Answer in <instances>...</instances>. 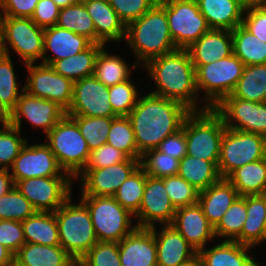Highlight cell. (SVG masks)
I'll use <instances>...</instances> for the list:
<instances>
[{
	"instance_id": "obj_1",
	"label": "cell",
	"mask_w": 266,
	"mask_h": 266,
	"mask_svg": "<svg viewBox=\"0 0 266 266\" xmlns=\"http://www.w3.org/2000/svg\"><path fill=\"white\" fill-rule=\"evenodd\" d=\"M192 111L178 101L148 93L138 99L127 116L132 124L138 152L157 149L161 141L182 129Z\"/></svg>"
},
{
	"instance_id": "obj_2",
	"label": "cell",
	"mask_w": 266,
	"mask_h": 266,
	"mask_svg": "<svg viewBox=\"0 0 266 266\" xmlns=\"http://www.w3.org/2000/svg\"><path fill=\"white\" fill-rule=\"evenodd\" d=\"M146 71L157 86L153 94L180 102L191 111H203L197 102L195 67L187 49L172 52L149 60Z\"/></svg>"
},
{
	"instance_id": "obj_3",
	"label": "cell",
	"mask_w": 266,
	"mask_h": 266,
	"mask_svg": "<svg viewBox=\"0 0 266 266\" xmlns=\"http://www.w3.org/2000/svg\"><path fill=\"white\" fill-rule=\"evenodd\" d=\"M125 40L140 64L177 49L171 37L165 11V0L156 4L143 16L126 25Z\"/></svg>"
},
{
	"instance_id": "obj_4",
	"label": "cell",
	"mask_w": 266,
	"mask_h": 266,
	"mask_svg": "<svg viewBox=\"0 0 266 266\" xmlns=\"http://www.w3.org/2000/svg\"><path fill=\"white\" fill-rule=\"evenodd\" d=\"M70 198L54 213L58 225L60 246L78 262L97 242L87 206Z\"/></svg>"
},
{
	"instance_id": "obj_5",
	"label": "cell",
	"mask_w": 266,
	"mask_h": 266,
	"mask_svg": "<svg viewBox=\"0 0 266 266\" xmlns=\"http://www.w3.org/2000/svg\"><path fill=\"white\" fill-rule=\"evenodd\" d=\"M184 130L187 155L212 161L220 158L221 140L226 129L222 117L213 109L192 111L185 119Z\"/></svg>"
},
{
	"instance_id": "obj_6",
	"label": "cell",
	"mask_w": 266,
	"mask_h": 266,
	"mask_svg": "<svg viewBox=\"0 0 266 266\" xmlns=\"http://www.w3.org/2000/svg\"><path fill=\"white\" fill-rule=\"evenodd\" d=\"M46 143L60 167L72 179L84 170L90 155L87 143L77 123L68 115L59 120L46 134Z\"/></svg>"
},
{
	"instance_id": "obj_7",
	"label": "cell",
	"mask_w": 266,
	"mask_h": 266,
	"mask_svg": "<svg viewBox=\"0 0 266 266\" xmlns=\"http://www.w3.org/2000/svg\"><path fill=\"white\" fill-rule=\"evenodd\" d=\"M196 87L205 91L204 110L214 108L225 96L230 95L242 76L245 65L233 53L212 63L194 66Z\"/></svg>"
},
{
	"instance_id": "obj_8",
	"label": "cell",
	"mask_w": 266,
	"mask_h": 266,
	"mask_svg": "<svg viewBox=\"0 0 266 266\" xmlns=\"http://www.w3.org/2000/svg\"><path fill=\"white\" fill-rule=\"evenodd\" d=\"M81 201L87 206L98 241L120 242L132 233V215L124 209L114 197L81 195Z\"/></svg>"
},
{
	"instance_id": "obj_9",
	"label": "cell",
	"mask_w": 266,
	"mask_h": 266,
	"mask_svg": "<svg viewBox=\"0 0 266 266\" xmlns=\"http://www.w3.org/2000/svg\"><path fill=\"white\" fill-rule=\"evenodd\" d=\"M263 158H266V137L256 133L225 129L217 165L221 178H226L238 167Z\"/></svg>"
},
{
	"instance_id": "obj_10",
	"label": "cell",
	"mask_w": 266,
	"mask_h": 266,
	"mask_svg": "<svg viewBox=\"0 0 266 266\" xmlns=\"http://www.w3.org/2000/svg\"><path fill=\"white\" fill-rule=\"evenodd\" d=\"M171 37L177 49H187L210 30L196 0H165Z\"/></svg>"
},
{
	"instance_id": "obj_11",
	"label": "cell",
	"mask_w": 266,
	"mask_h": 266,
	"mask_svg": "<svg viewBox=\"0 0 266 266\" xmlns=\"http://www.w3.org/2000/svg\"><path fill=\"white\" fill-rule=\"evenodd\" d=\"M43 41L44 29L37 26L31 18L3 16L5 55L9 56L11 47L24 64H32L43 57Z\"/></svg>"
},
{
	"instance_id": "obj_12",
	"label": "cell",
	"mask_w": 266,
	"mask_h": 266,
	"mask_svg": "<svg viewBox=\"0 0 266 266\" xmlns=\"http://www.w3.org/2000/svg\"><path fill=\"white\" fill-rule=\"evenodd\" d=\"M71 176L34 177L16 181L15 187L36 211L55 212L71 196Z\"/></svg>"
},
{
	"instance_id": "obj_13",
	"label": "cell",
	"mask_w": 266,
	"mask_h": 266,
	"mask_svg": "<svg viewBox=\"0 0 266 266\" xmlns=\"http://www.w3.org/2000/svg\"><path fill=\"white\" fill-rule=\"evenodd\" d=\"M213 109L222 117L226 128L266 137V102L227 95Z\"/></svg>"
},
{
	"instance_id": "obj_14",
	"label": "cell",
	"mask_w": 266,
	"mask_h": 266,
	"mask_svg": "<svg viewBox=\"0 0 266 266\" xmlns=\"http://www.w3.org/2000/svg\"><path fill=\"white\" fill-rule=\"evenodd\" d=\"M29 77L24 86L28 94L50 100L66 112L71 106L74 82L61 76L50 65L26 64Z\"/></svg>"
},
{
	"instance_id": "obj_15",
	"label": "cell",
	"mask_w": 266,
	"mask_h": 266,
	"mask_svg": "<svg viewBox=\"0 0 266 266\" xmlns=\"http://www.w3.org/2000/svg\"><path fill=\"white\" fill-rule=\"evenodd\" d=\"M109 87L94 75L75 81L71 106L66 115L86 117H118L109 101Z\"/></svg>"
},
{
	"instance_id": "obj_16",
	"label": "cell",
	"mask_w": 266,
	"mask_h": 266,
	"mask_svg": "<svg viewBox=\"0 0 266 266\" xmlns=\"http://www.w3.org/2000/svg\"><path fill=\"white\" fill-rule=\"evenodd\" d=\"M11 170L14 183L34 177L70 176L60 167L46 143L30 146L26 143L16 157Z\"/></svg>"
},
{
	"instance_id": "obj_17",
	"label": "cell",
	"mask_w": 266,
	"mask_h": 266,
	"mask_svg": "<svg viewBox=\"0 0 266 266\" xmlns=\"http://www.w3.org/2000/svg\"><path fill=\"white\" fill-rule=\"evenodd\" d=\"M140 165L139 159L127 158L123 162L98 169H84L80 176L81 195L113 197L121 184Z\"/></svg>"
},
{
	"instance_id": "obj_18",
	"label": "cell",
	"mask_w": 266,
	"mask_h": 266,
	"mask_svg": "<svg viewBox=\"0 0 266 266\" xmlns=\"http://www.w3.org/2000/svg\"><path fill=\"white\" fill-rule=\"evenodd\" d=\"M176 208L169 199L164 186V178H154L146 174L143 199L135 215L138 228H150L155 223L171 224Z\"/></svg>"
},
{
	"instance_id": "obj_19",
	"label": "cell",
	"mask_w": 266,
	"mask_h": 266,
	"mask_svg": "<svg viewBox=\"0 0 266 266\" xmlns=\"http://www.w3.org/2000/svg\"><path fill=\"white\" fill-rule=\"evenodd\" d=\"M65 115L66 111L58 104L23 91L16 107L8 116V123L21 131L23 116L36 128L41 127L47 134Z\"/></svg>"
},
{
	"instance_id": "obj_20",
	"label": "cell",
	"mask_w": 266,
	"mask_h": 266,
	"mask_svg": "<svg viewBox=\"0 0 266 266\" xmlns=\"http://www.w3.org/2000/svg\"><path fill=\"white\" fill-rule=\"evenodd\" d=\"M172 225L198 252L205 248L207 241L215 239L214 227L210 224L202 207L197 202L177 208Z\"/></svg>"
},
{
	"instance_id": "obj_21",
	"label": "cell",
	"mask_w": 266,
	"mask_h": 266,
	"mask_svg": "<svg viewBox=\"0 0 266 266\" xmlns=\"http://www.w3.org/2000/svg\"><path fill=\"white\" fill-rule=\"evenodd\" d=\"M121 266H157V246L150 228H136L118 242Z\"/></svg>"
},
{
	"instance_id": "obj_22",
	"label": "cell",
	"mask_w": 266,
	"mask_h": 266,
	"mask_svg": "<svg viewBox=\"0 0 266 266\" xmlns=\"http://www.w3.org/2000/svg\"><path fill=\"white\" fill-rule=\"evenodd\" d=\"M150 227L157 246V266H180L197 254V251L170 224L157 232Z\"/></svg>"
},
{
	"instance_id": "obj_23",
	"label": "cell",
	"mask_w": 266,
	"mask_h": 266,
	"mask_svg": "<svg viewBox=\"0 0 266 266\" xmlns=\"http://www.w3.org/2000/svg\"><path fill=\"white\" fill-rule=\"evenodd\" d=\"M93 43L82 35L54 25L44 29L42 62L51 65L54 61L79 54L89 48ZM52 52L53 57H45L47 51Z\"/></svg>"
},
{
	"instance_id": "obj_24",
	"label": "cell",
	"mask_w": 266,
	"mask_h": 266,
	"mask_svg": "<svg viewBox=\"0 0 266 266\" xmlns=\"http://www.w3.org/2000/svg\"><path fill=\"white\" fill-rule=\"evenodd\" d=\"M187 51L194 66H201L227 58L233 54L232 32L210 29L193 43Z\"/></svg>"
},
{
	"instance_id": "obj_25",
	"label": "cell",
	"mask_w": 266,
	"mask_h": 266,
	"mask_svg": "<svg viewBox=\"0 0 266 266\" xmlns=\"http://www.w3.org/2000/svg\"><path fill=\"white\" fill-rule=\"evenodd\" d=\"M93 20L96 31V44L108 41L125 40L126 25L111 7L108 0H93L84 4Z\"/></svg>"
},
{
	"instance_id": "obj_26",
	"label": "cell",
	"mask_w": 266,
	"mask_h": 266,
	"mask_svg": "<svg viewBox=\"0 0 266 266\" xmlns=\"http://www.w3.org/2000/svg\"><path fill=\"white\" fill-rule=\"evenodd\" d=\"M240 197L236 188L226 179L199 192L198 203L204 215L215 228L228 208Z\"/></svg>"
},
{
	"instance_id": "obj_27",
	"label": "cell",
	"mask_w": 266,
	"mask_h": 266,
	"mask_svg": "<svg viewBox=\"0 0 266 266\" xmlns=\"http://www.w3.org/2000/svg\"><path fill=\"white\" fill-rule=\"evenodd\" d=\"M210 29L229 30L242 24L244 9L240 0H196Z\"/></svg>"
},
{
	"instance_id": "obj_28",
	"label": "cell",
	"mask_w": 266,
	"mask_h": 266,
	"mask_svg": "<svg viewBox=\"0 0 266 266\" xmlns=\"http://www.w3.org/2000/svg\"><path fill=\"white\" fill-rule=\"evenodd\" d=\"M14 266H77L60 245L25 243L14 254Z\"/></svg>"
},
{
	"instance_id": "obj_29",
	"label": "cell",
	"mask_w": 266,
	"mask_h": 266,
	"mask_svg": "<svg viewBox=\"0 0 266 266\" xmlns=\"http://www.w3.org/2000/svg\"><path fill=\"white\" fill-rule=\"evenodd\" d=\"M252 247L236 241L223 240L210 249L203 248L197 253L203 266H261L247 252Z\"/></svg>"
},
{
	"instance_id": "obj_30",
	"label": "cell",
	"mask_w": 266,
	"mask_h": 266,
	"mask_svg": "<svg viewBox=\"0 0 266 266\" xmlns=\"http://www.w3.org/2000/svg\"><path fill=\"white\" fill-rule=\"evenodd\" d=\"M247 218L234 240L253 247L266 240V201L262 195H246Z\"/></svg>"
},
{
	"instance_id": "obj_31",
	"label": "cell",
	"mask_w": 266,
	"mask_h": 266,
	"mask_svg": "<svg viewBox=\"0 0 266 266\" xmlns=\"http://www.w3.org/2000/svg\"><path fill=\"white\" fill-rule=\"evenodd\" d=\"M226 179L240 196L262 195L266 191V158L236 168Z\"/></svg>"
},
{
	"instance_id": "obj_32",
	"label": "cell",
	"mask_w": 266,
	"mask_h": 266,
	"mask_svg": "<svg viewBox=\"0 0 266 266\" xmlns=\"http://www.w3.org/2000/svg\"><path fill=\"white\" fill-rule=\"evenodd\" d=\"M22 223L26 243L47 246L60 245L58 225L54 212L36 211Z\"/></svg>"
},
{
	"instance_id": "obj_33",
	"label": "cell",
	"mask_w": 266,
	"mask_h": 266,
	"mask_svg": "<svg viewBox=\"0 0 266 266\" xmlns=\"http://www.w3.org/2000/svg\"><path fill=\"white\" fill-rule=\"evenodd\" d=\"M104 44H92L83 52L74 56L54 61L50 66L55 72L72 80H81L94 74L96 57Z\"/></svg>"
},
{
	"instance_id": "obj_34",
	"label": "cell",
	"mask_w": 266,
	"mask_h": 266,
	"mask_svg": "<svg viewBox=\"0 0 266 266\" xmlns=\"http://www.w3.org/2000/svg\"><path fill=\"white\" fill-rule=\"evenodd\" d=\"M177 175L198 191L207 189L221 179L218 168L212 161L188 155L180 160Z\"/></svg>"
},
{
	"instance_id": "obj_35",
	"label": "cell",
	"mask_w": 266,
	"mask_h": 266,
	"mask_svg": "<svg viewBox=\"0 0 266 266\" xmlns=\"http://www.w3.org/2000/svg\"><path fill=\"white\" fill-rule=\"evenodd\" d=\"M230 95L252 102H266V64L246 65Z\"/></svg>"
},
{
	"instance_id": "obj_36",
	"label": "cell",
	"mask_w": 266,
	"mask_h": 266,
	"mask_svg": "<svg viewBox=\"0 0 266 266\" xmlns=\"http://www.w3.org/2000/svg\"><path fill=\"white\" fill-rule=\"evenodd\" d=\"M231 32L233 53L245 66L266 64V42L254 36L242 24Z\"/></svg>"
},
{
	"instance_id": "obj_37",
	"label": "cell",
	"mask_w": 266,
	"mask_h": 266,
	"mask_svg": "<svg viewBox=\"0 0 266 266\" xmlns=\"http://www.w3.org/2000/svg\"><path fill=\"white\" fill-rule=\"evenodd\" d=\"M102 47L96 57L94 76L107 87L129 80L131 69L125 60L116 55H110Z\"/></svg>"
},
{
	"instance_id": "obj_38",
	"label": "cell",
	"mask_w": 266,
	"mask_h": 266,
	"mask_svg": "<svg viewBox=\"0 0 266 266\" xmlns=\"http://www.w3.org/2000/svg\"><path fill=\"white\" fill-rule=\"evenodd\" d=\"M57 26L82 35L96 44L95 26L84 4L60 8Z\"/></svg>"
},
{
	"instance_id": "obj_39",
	"label": "cell",
	"mask_w": 266,
	"mask_h": 266,
	"mask_svg": "<svg viewBox=\"0 0 266 266\" xmlns=\"http://www.w3.org/2000/svg\"><path fill=\"white\" fill-rule=\"evenodd\" d=\"M145 183L146 173L139 165L121 184L113 197L124 209L135 216L143 199Z\"/></svg>"
},
{
	"instance_id": "obj_40",
	"label": "cell",
	"mask_w": 266,
	"mask_h": 266,
	"mask_svg": "<svg viewBox=\"0 0 266 266\" xmlns=\"http://www.w3.org/2000/svg\"><path fill=\"white\" fill-rule=\"evenodd\" d=\"M107 144L117 148L128 158L141 159L142 155L138 152L133 127L127 116L111 118Z\"/></svg>"
},
{
	"instance_id": "obj_41",
	"label": "cell",
	"mask_w": 266,
	"mask_h": 266,
	"mask_svg": "<svg viewBox=\"0 0 266 266\" xmlns=\"http://www.w3.org/2000/svg\"><path fill=\"white\" fill-rule=\"evenodd\" d=\"M11 60L10 55L0 57V107L8 116L16 107L20 93L24 91L22 87L19 92V83Z\"/></svg>"
},
{
	"instance_id": "obj_42",
	"label": "cell",
	"mask_w": 266,
	"mask_h": 266,
	"mask_svg": "<svg viewBox=\"0 0 266 266\" xmlns=\"http://www.w3.org/2000/svg\"><path fill=\"white\" fill-rule=\"evenodd\" d=\"M247 218L246 195L240 196L225 212L218 225L214 228L215 236L223 240L234 241L242 231ZM225 237V238H224Z\"/></svg>"
},
{
	"instance_id": "obj_43",
	"label": "cell",
	"mask_w": 266,
	"mask_h": 266,
	"mask_svg": "<svg viewBox=\"0 0 266 266\" xmlns=\"http://www.w3.org/2000/svg\"><path fill=\"white\" fill-rule=\"evenodd\" d=\"M70 116L79 127V130L86 140L90 151L99 148L107 143L111 118L107 117H86L79 115Z\"/></svg>"
},
{
	"instance_id": "obj_44",
	"label": "cell",
	"mask_w": 266,
	"mask_h": 266,
	"mask_svg": "<svg viewBox=\"0 0 266 266\" xmlns=\"http://www.w3.org/2000/svg\"><path fill=\"white\" fill-rule=\"evenodd\" d=\"M35 212L33 205L15 186L0 197V220L23 222Z\"/></svg>"
},
{
	"instance_id": "obj_45",
	"label": "cell",
	"mask_w": 266,
	"mask_h": 266,
	"mask_svg": "<svg viewBox=\"0 0 266 266\" xmlns=\"http://www.w3.org/2000/svg\"><path fill=\"white\" fill-rule=\"evenodd\" d=\"M180 160L161 153L157 149L146 151L140 159V166L148 176L165 178L176 176L179 171Z\"/></svg>"
},
{
	"instance_id": "obj_46",
	"label": "cell",
	"mask_w": 266,
	"mask_h": 266,
	"mask_svg": "<svg viewBox=\"0 0 266 266\" xmlns=\"http://www.w3.org/2000/svg\"><path fill=\"white\" fill-rule=\"evenodd\" d=\"M0 129V169H8L22 150L28 143L23 137H20V130L7 123Z\"/></svg>"
},
{
	"instance_id": "obj_47",
	"label": "cell",
	"mask_w": 266,
	"mask_h": 266,
	"mask_svg": "<svg viewBox=\"0 0 266 266\" xmlns=\"http://www.w3.org/2000/svg\"><path fill=\"white\" fill-rule=\"evenodd\" d=\"M78 266H121L118 242L98 241L78 262Z\"/></svg>"
},
{
	"instance_id": "obj_48",
	"label": "cell",
	"mask_w": 266,
	"mask_h": 266,
	"mask_svg": "<svg viewBox=\"0 0 266 266\" xmlns=\"http://www.w3.org/2000/svg\"><path fill=\"white\" fill-rule=\"evenodd\" d=\"M108 92L111 107L117 116H128L139 99L137 88L130 79L109 87Z\"/></svg>"
},
{
	"instance_id": "obj_49",
	"label": "cell",
	"mask_w": 266,
	"mask_h": 266,
	"mask_svg": "<svg viewBox=\"0 0 266 266\" xmlns=\"http://www.w3.org/2000/svg\"><path fill=\"white\" fill-rule=\"evenodd\" d=\"M164 186L169 199L176 209L198 202L200 191L178 175L165 177Z\"/></svg>"
},
{
	"instance_id": "obj_50",
	"label": "cell",
	"mask_w": 266,
	"mask_h": 266,
	"mask_svg": "<svg viewBox=\"0 0 266 266\" xmlns=\"http://www.w3.org/2000/svg\"><path fill=\"white\" fill-rule=\"evenodd\" d=\"M158 0H108L125 25L140 18L149 11Z\"/></svg>"
},
{
	"instance_id": "obj_51",
	"label": "cell",
	"mask_w": 266,
	"mask_h": 266,
	"mask_svg": "<svg viewBox=\"0 0 266 266\" xmlns=\"http://www.w3.org/2000/svg\"><path fill=\"white\" fill-rule=\"evenodd\" d=\"M128 157L109 144H103L99 148L90 151L88 162L84 169H98L123 162Z\"/></svg>"
},
{
	"instance_id": "obj_52",
	"label": "cell",
	"mask_w": 266,
	"mask_h": 266,
	"mask_svg": "<svg viewBox=\"0 0 266 266\" xmlns=\"http://www.w3.org/2000/svg\"><path fill=\"white\" fill-rule=\"evenodd\" d=\"M0 243L15 254L26 243L22 223L0 220Z\"/></svg>"
},
{
	"instance_id": "obj_53",
	"label": "cell",
	"mask_w": 266,
	"mask_h": 266,
	"mask_svg": "<svg viewBox=\"0 0 266 266\" xmlns=\"http://www.w3.org/2000/svg\"><path fill=\"white\" fill-rule=\"evenodd\" d=\"M60 7L52 0H40L35 8L31 20L39 27L45 29L57 25Z\"/></svg>"
},
{
	"instance_id": "obj_54",
	"label": "cell",
	"mask_w": 266,
	"mask_h": 266,
	"mask_svg": "<svg viewBox=\"0 0 266 266\" xmlns=\"http://www.w3.org/2000/svg\"><path fill=\"white\" fill-rule=\"evenodd\" d=\"M40 0H0L3 16L31 18Z\"/></svg>"
},
{
	"instance_id": "obj_55",
	"label": "cell",
	"mask_w": 266,
	"mask_h": 266,
	"mask_svg": "<svg viewBox=\"0 0 266 266\" xmlns=\"http://www.w3.org/2000/svg\"><path fill=\"white\" fill-rule=\"evenodd\" d=\"M242 25L254 36L266 42V12L262 8H252L244 11Z\"/></svg>"
},
{
	"instance_id": "obj_56",
	"label": "cell",
	"mask_w": 266,
	"mask_h": 266,
	"mask_svg": "<svg viewBox=\"0 0 266 266\" xmlns=\"http://www.w3.org/2000/svg\"><path fill=\"white\" fill-rule=\"evenodd\" d=\"M187 143L185 139L184 130L180 129L178 132L173 135L167 136L164 138L160 145L157 147V150L161 153L167 154L171 157H174L178 160H181L184 156L187 155Z\"/></svg>"
},
{
	"instance_id": "obj_57",
	"label": "cell",
	"mask_w": 266,
	"mask_h": 266,
	"mask_svg": "<svg viewBox=\"0 0 266 266\" xmlns=\"http://www.w3.org/2000/svg\"><path fill=\"white\" fill-rule=\"evenodd\" d=\"M15 186L8 169H0V197Z\"/></svg>"
},
{
	"instance_id": "obj_58",
	"label": "cell",
	"mask_w": 266,
	"mask_h": 266,
	"mask_svg": "<svg viewBox=\"0 0 266 266\" xmlns=\"http://www.w3.org/2000/svg\"><path fill=\"white\" fill-rule=\"evenodd\" d=\"M0 266H14V253L0 243Z\"/></svg>"
},
{
	"instance_id": "obj_59",
	"label": "cell",
	"mask_w": 266,
	"mask_h": 266,
	"mask_svg": "<svg viewBox=\"0 0 266 266\" xmlns=\"http://www.w3.org/2000/svg\"><path fill=\"white\" fill-rule=\"evenodd\" d=\"M240 3L244 10H248L261 8L266 3V0H240Z\"/></svg>"
},
{
	"instance_id": "obj_60",
	"label": "cell",
	"mask_w": 266,
	"mask_h": 266,
	"mask_svg": "<svg viewBox=\"0 0 266 266\" xmlns=\"http://www.w3.org/2000/svg\"><path fill=\"white\" fill-rule=\"evenodd\" d=\"M180 266H203V261L198 253Z\"/></svg>"
},
{
	"instance_id": "obj_61",
	"label": "cell",
	"mask_w": 266,
	"mask_h": 266,
	"mask_svg": "<svg viewBox=\"0 0 266 266\" xmlns=\"http://www.w3.org/2000/svg\"><path fill=\"white\" fill-rule=\"evenodd\" d=\"M5 55L3 48V15L0 12V57Z\"/></svg>"
},
{
	"instance_id": "obj_62",
	"label": "cell",
	"mask_w": 266,
	"mask_h": 266,
	"mask_svg": "<svg viewBox=\"0 0 266 266\" xmlns=\"http://www.w3.org/2000/svg\"><path fill=\"white\" fill-rule=\"evenodd\" d=\"M60 8L75 4L74 0H52Z\"/></svg>"
},
{
	"instance_id": "obj_63",
	"label": "cell",
	"mask_w": 266,
	"mask_h": 266,
	"mask_svg": "<svg viewBox=\"0 0 266 266\" xmlns=\"http://www.w3.org/2000/svg\"><path fill=\"white\" fill-rule=\"evenodd\" d=\"M0 123L5 125L8 123V115L0 107Z\"/></svg>"
},
{
	"instance_id": "obj_64",
	"label": "cell",
	"mask_w": 266,
	"mask_h": 266,
	"mask_svg": "<svg viewBox=\"0 0 266 266\" xmlns=\"http://www.w3.org/2000/svg\"><path fill=\"white\" fill-rule=\"evenodd\" d=\"M90 1H93V0H74L75 4H85Z\"/></svg>"
},
{
	"instance_id": "obj_65",
	"label": "cell",
	"mask_w": 266,
	"mask_h": 266,
	"mask_svg": "<svg viewBox=\"0 0 266 266\" xmlns=\"http://www.w3.org/2000/svg\"><path fill=\"white\" fill-rule=\"evenodd\" d=\"M261 8L266 12V3Z\"/></svg>"
},
{
	"instance_id": "obj_66",
	"label": "cell",
	"mask_w": 266,
	"mask_h": 266,
	"mask_svg": "<svg viewBox=\"0 0 266 266\" xmlns=\"http://www.w3.org/2000/svg\"><path fill=\"white\" fill-rule=\"evenodd\" d=\"M262 196L265 198L266 201V191L262 194Z\"/></svg>"
}]
</instances>
